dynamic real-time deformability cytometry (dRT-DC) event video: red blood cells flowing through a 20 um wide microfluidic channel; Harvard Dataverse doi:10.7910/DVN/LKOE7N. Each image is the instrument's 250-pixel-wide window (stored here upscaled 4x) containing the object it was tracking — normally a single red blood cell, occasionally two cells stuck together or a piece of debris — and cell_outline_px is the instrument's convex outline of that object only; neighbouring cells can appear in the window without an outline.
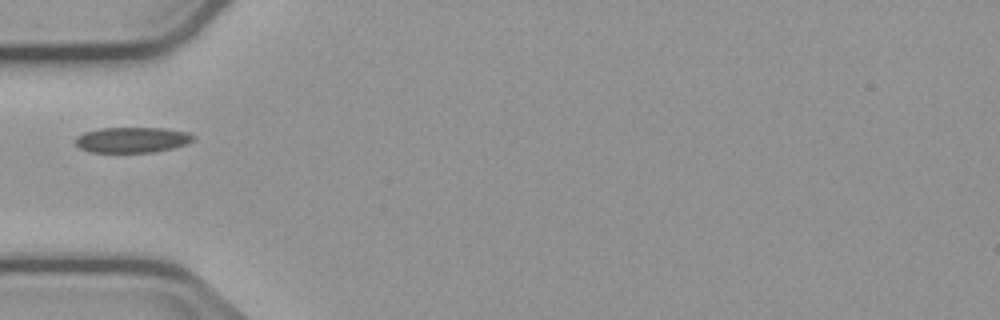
{"species": "common noctule bat (a hibernating species)", "species_latin": "Nyctalus noctula", "temperature_condition": "cold", "stored_images_in_passage": 10, "camera_frame_rate_fps": 3000, "um_per_image_px": 0.085, "animal": {"sex": "male", "body_mass_g": 23.1, "forearm_length_mm": 52.7}, "frame": {"image": 1, "passage_image": 5, "time_ms": 6.0, "image_size_px": [1000, 320], "cell_outline_px": [[196, 136], [188, 144], [156, 152], [92, 152], [80, 148], [76, 144], [76, 136], [84, 132], [100, 128], [164, 128], [188, 132]], "centroid_in_image_um": [11.26, 11.88], "position_along_channel_um": 73.7, "area_um2": 17.57}}
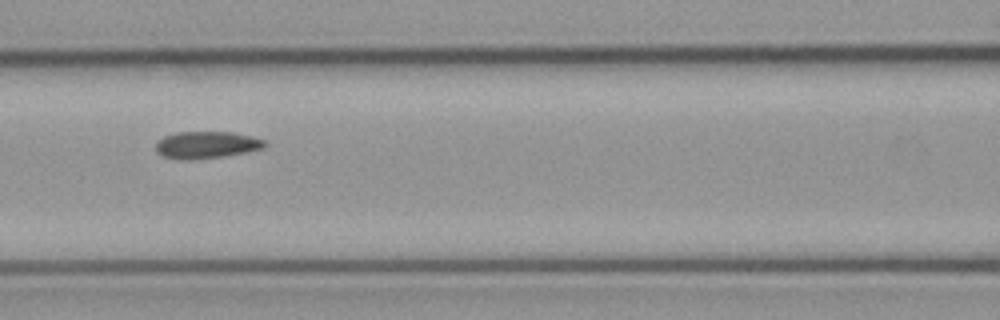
{"frame": {"image": 2, "passage_image": 7, "time_ms": 8.0, "image_size_px": [1000, 320], "cell_outline_px": [[268, 144], [264, 148], [248, 152], [224, 156], [192, 160], [184, 160], [164, 156], [156, 152], [156, 144], [164, 136], [176, 132], [232, 132], [252, 136], [264, 140]], "centroid_in_image_um": [17.59, 12.32], "position_along_channel_um": 149.0, "area_um2": 17.22}}
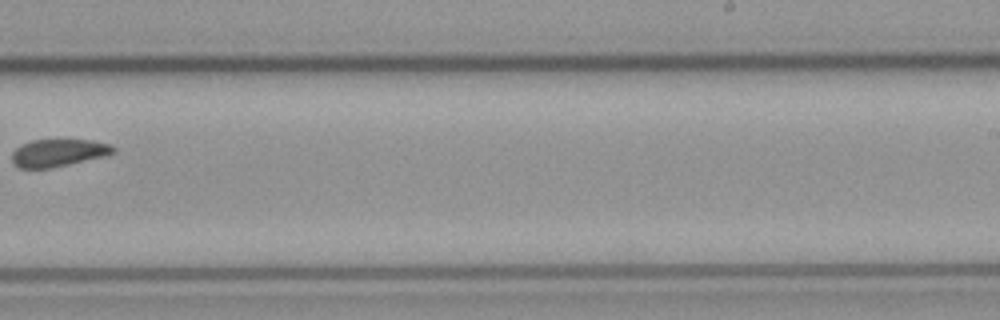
{"frame": {"image": 3, "passage_image": 10, "time_ms": 11.667, "image_size_px": [1000, 320], "cell_outline_px": [[116, 152], [104, 156], [52, 168], [16, 168], [12, 164], [12, 152], [20, 144], [32, 140], [92, 140], [112, 144], [116, 148]], "centroid_in_image_um": [4.95, 12.99], "position_along_channel_um": 284.1, "area_um2": 16.42}}